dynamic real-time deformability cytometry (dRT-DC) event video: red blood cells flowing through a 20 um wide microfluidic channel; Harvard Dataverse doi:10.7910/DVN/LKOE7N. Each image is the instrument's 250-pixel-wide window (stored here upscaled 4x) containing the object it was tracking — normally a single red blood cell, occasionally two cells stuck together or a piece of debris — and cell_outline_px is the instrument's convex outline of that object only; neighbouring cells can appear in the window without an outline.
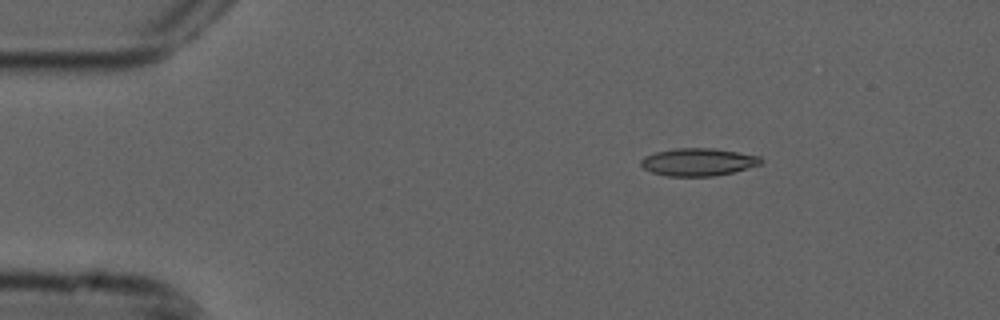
{"species": "common noctule bat (a hibernating species)", "species_latin": "Nyctalus noctula", "temperature_condition": "cold", "stored_images_in_passage": 4, "camera_frame_rate_fps": 3000, "um_per_image_px": 0.085, "animal": {"sex": "male", "forearm_length_mm": 52.5}, "frame": {"image": 1, "passage_image": 3, "time_ms": 0.667, "image_size_px": [1000, 320], "cell_outline_px": [[764, 160], [760, 164], [748, 168], [716, 176], [668, 176], [652, 172], [644, 168], [640, 164], [640, 160], [644, 156], [656, 152], [676, 148], [712, 148], [760, 156]], "centroid_in_image_um": [59.34, 13.77], "position_along_channel_um": 25.7, "area_um2": 19.25}}